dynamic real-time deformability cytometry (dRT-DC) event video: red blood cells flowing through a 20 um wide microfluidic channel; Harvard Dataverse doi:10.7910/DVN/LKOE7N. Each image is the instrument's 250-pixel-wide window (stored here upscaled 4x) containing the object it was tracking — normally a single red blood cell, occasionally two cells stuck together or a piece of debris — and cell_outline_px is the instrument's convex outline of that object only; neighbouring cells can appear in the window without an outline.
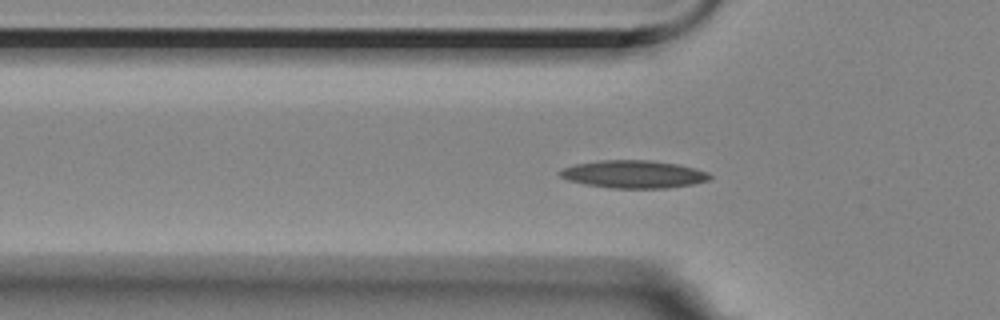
{"species": "Egyptian fruit bat (a non-hibernating species)", "species_latin": "Rousettus aegyptiacus", "temperature_condition": "room temperature", "stored_images_in_passage": 43, "camera_frame_rate_fps": 3000, "um_per_image_px": 0.085, "animal": {"sex": "female"}, "frame": {"image": 1, "passage_image": 3, "time_ms": 0.667, "image_size_px": [1000, 320], "cell_outline_px": [[712, 176], [708, 180], [692, 184], [668, 188], [608, 188], [584, 184], [568, 180], [560, 176], [560, 172], [564, 168], [576, 164], [600, 160], [652, 160], [680, 164], [708, 172]], "centroid_in_image_um": [53.88, 14.81], "position_along_channel_um": 71.9, "area_um2": 24.22}}
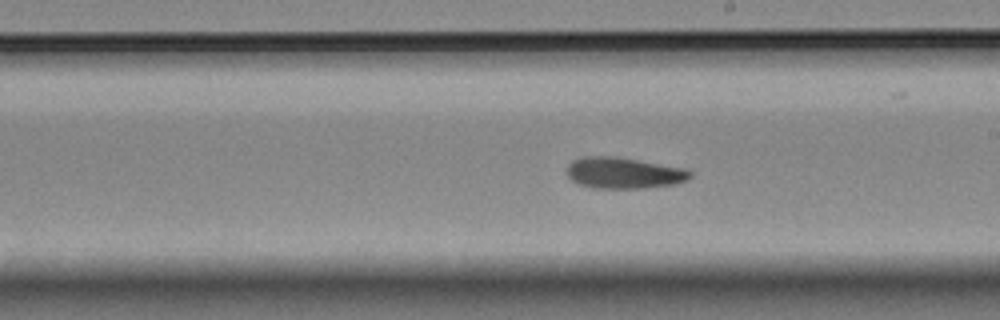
{"frame": {"image": 2, "passage_image": 17, "time_ms": 5.333, "image_size_px": [1000, 320], "cell_outline_px": [[692, 176], [688, 180], [672, 184], [644, 188], [596, 188], [580, 184], [572, 180], [568, 176], [568, 164], [572, 160], [584, 156], [616, 156], [684, 168], [692, 172]], "centroid_in_image_um": [53.02, 14.69], "position_along_channel_um": 236.0, "area_um2": 22.31}}
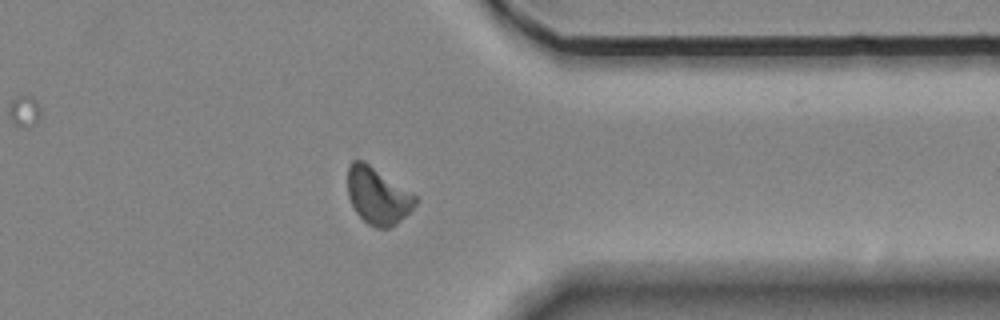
{"frame": {"image": 3, "passage_image": 30, "time_ms": 9.667, "image_size_px": [1000, 320], "cell_outline_px": [[416, 204], [396, 224], [388, 228], [376, 228], [368, 224], [356, 212], [348, 196], [348, 164], [352, 160], [364, 160], [416, 196]], "centroid_in_image_um": [32.07, 16.63], "position_along_channel_um": 379.3, "area_um2": 22.08}, "authors_computed_cell_mechanics": {"area_um2": 22.0796, "velocity_mm_per_s": 3.48, "shape_relaxation_time_tau1_ms": 10.5788, "shape_relaxation_time_tau2_ms": 4.9466, "deformation_change_tau1": 0.215, "deformation_change_tau2": 0.1173}}